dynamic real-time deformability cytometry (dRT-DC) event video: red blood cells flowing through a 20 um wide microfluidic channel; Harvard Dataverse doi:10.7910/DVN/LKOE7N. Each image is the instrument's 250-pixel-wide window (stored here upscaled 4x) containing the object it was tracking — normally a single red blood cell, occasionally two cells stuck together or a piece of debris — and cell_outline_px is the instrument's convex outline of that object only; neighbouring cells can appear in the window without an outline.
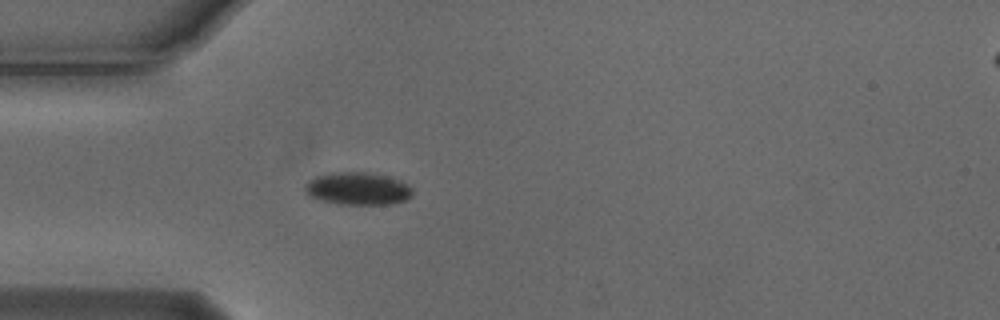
{"species": "Egyptian fruit bat (a non-hibernating species)", "species_latin": "Rousettus aegyptiacus", "temperature_condition": "cold", "stored_images_in_passage": 4, "camera_frame_rate_fps": 3000, "um_per_image_px": 0.085, "animal": {"sex": "male"}, "frame": {"image": 1, "passage_image": 4, "time_ms": 1.0, "image_size_px": [1000, 320], "cell_outline_px": [[412, 196], [404, 200], [392, 204], [336, 204], [320, 200], [308, 196], [304, 192], [304, 188], [316, 176], [332, 172], [364, 172], [384, 176], [400, 180], [408, 184], [412, 188]], "centroid_in_image_um": [30.41, 16.04], "position_along_channel_um": 54.6, "area_um2": 20.35}}